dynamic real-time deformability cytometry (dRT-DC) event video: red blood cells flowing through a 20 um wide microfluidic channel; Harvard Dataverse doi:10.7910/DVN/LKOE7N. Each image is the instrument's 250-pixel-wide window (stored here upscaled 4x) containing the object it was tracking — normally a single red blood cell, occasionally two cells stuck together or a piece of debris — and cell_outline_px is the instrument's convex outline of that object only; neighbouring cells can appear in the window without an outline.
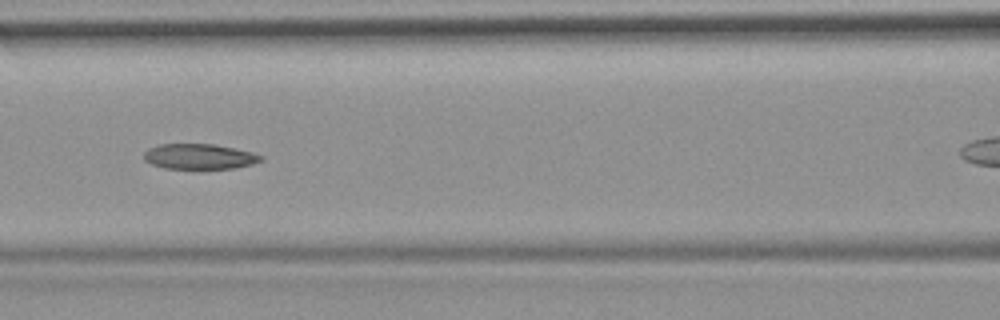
{"species": "common noctule bat (a hibernating species)", "species_latin": "Nyctalus noctula", "temperature_condition": "room temperature", "stored_images_in_passage": 37, "camera_frame_rate_fps": 3000, "um_per_image_px": 0.085, "animal": {"sex": "female", "body_mass_g": 19.9}, "frame": {"image": 1, "passage_image": 16, "time_ms": 5.0, "image_size_px": [1000, 320], "cell_outline_px": [[264, 160], [252, 164], [232, 168], [200, 172], [164, 168], [152, 164], [144, 160], [144, 152], [148, 148], [160, 144], [216, 144], [252, 152], [264, 156]], "centroid_in_image_um": [16.95, 13.35], "position_along_channel_um": 149.6, "area_um2": 18.21}}